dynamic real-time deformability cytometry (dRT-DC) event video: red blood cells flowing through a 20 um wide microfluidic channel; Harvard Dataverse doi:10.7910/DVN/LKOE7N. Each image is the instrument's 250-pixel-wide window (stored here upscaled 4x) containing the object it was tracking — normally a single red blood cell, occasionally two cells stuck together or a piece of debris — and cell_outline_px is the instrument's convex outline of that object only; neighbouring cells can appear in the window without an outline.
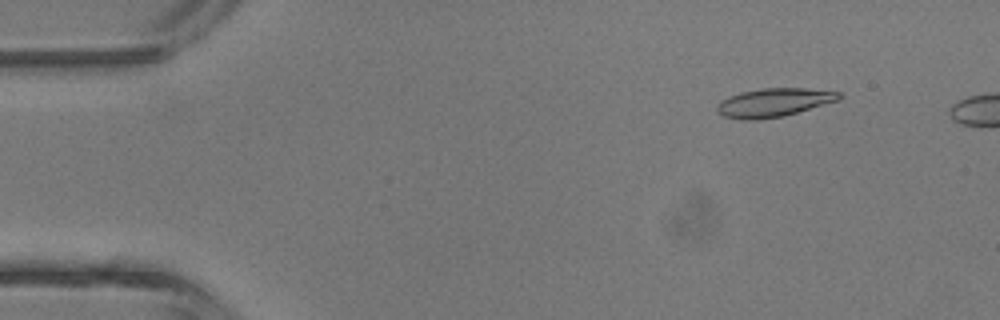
{"species": "common noctule bat (a hibernating species)", "species_latin": "Nyctalus noctula", "temperature_condition": "room temperature", "stored_images_in_passage": 4, "camera_frame_rate_fps": 3000, "um_per_image_px": 0.085, "animal": {"sex": "male", "body_mass_g": 13.3}, "frame": {"image": 1, "passage_image": 2, "time_ms": 1.333, "image_size_px": [1000, 320], "cell_outline_px": [[844, 96], [836, 100], [784, 116], [756, 120], [740, 120], [724, 116], [716, 112], [716, 104], [720, 100], [728, 96], [740, 92], [760, 88], [804, 88], [840, 92]], "centroid_in_image_um": [65.69, 8.71], "position_along_channel_um": 19.3, "area_um2": 20.35}}